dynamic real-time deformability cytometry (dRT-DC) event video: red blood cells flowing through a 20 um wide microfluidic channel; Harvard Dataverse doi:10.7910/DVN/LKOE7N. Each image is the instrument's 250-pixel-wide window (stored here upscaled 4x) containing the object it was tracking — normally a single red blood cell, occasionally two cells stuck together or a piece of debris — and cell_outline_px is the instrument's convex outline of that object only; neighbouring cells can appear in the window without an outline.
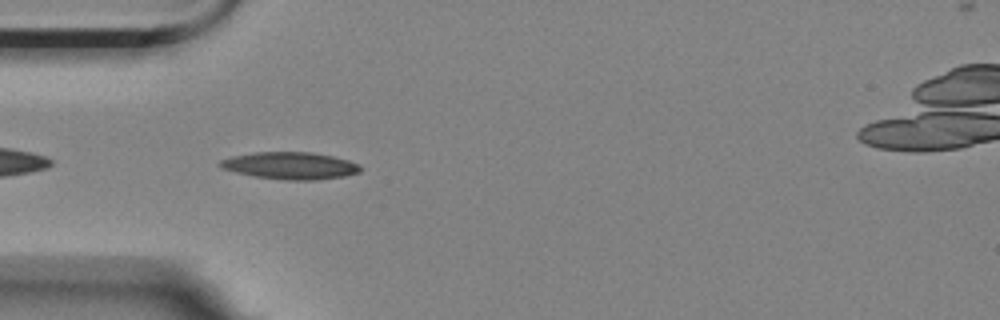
{"species": "Egyptian fruit bat (a non-hibernating species)", "species_latin": "Rousettus aegyptiacus", "temperature_condition": "room temperature", "stored_images_in_passage": 13, "camera_frame_rate_fps": 3000, "um_per_image_px": 0.085, "animal": {"sex": "female"}, "frame": {"image": 1, "passage_image": 3, "time_ms": 0.667, "image_size_px": [1000, 320], "cell_outline_px": [[360, 172], [344, 176], [316, 180], [288, 180], [256, 176], [236, 172], [224, 168], [216, 164], [220, 160], [232, 156], [252, 152], [312, 152], [332, 156], [348, 160], [360, 164]], "centroid_in_image_um": [24.68, 14.07], "position_along_channel_um": 60.3, "area_um2": 22.08}}
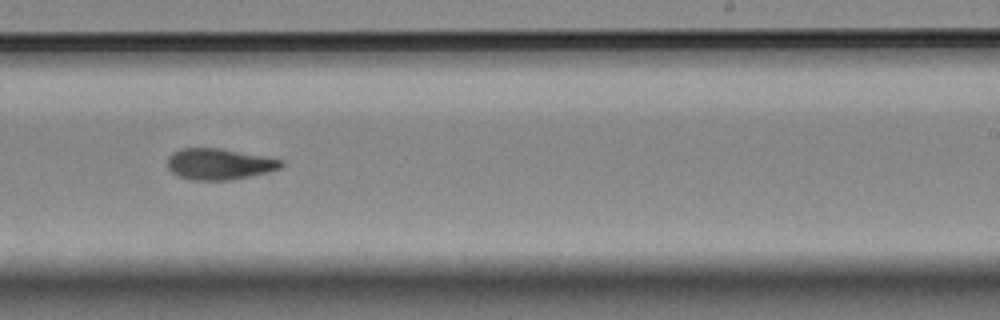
{"frame": {"image": 2, "passage_image": 8, "time_ms": 2.333, "image_size_px": [1000, 320], "cell_outline_px": [[284, 164], [280, 168], [268, 172], [232, 180], [192, 180], [180, 176], [172, 172], [168, 168], [168, 156], [172, 152], [180, 148], [216, 148], [284, 160]], "centroid_in_image_um": [18.61, 13.95], "position_along_channel_um": 270.4, "area_um2": 20.46}}
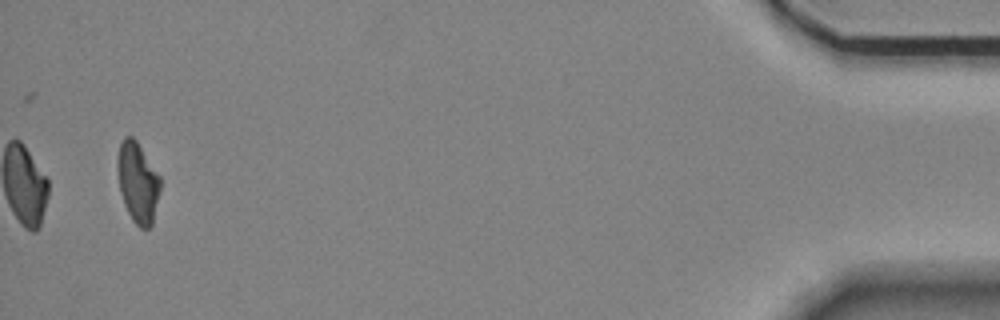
{"frame": {"image": 3, "passage_image": 13, "time_ms": 4.0, "image_size_px": [1000, 320], "cell_outline_px": [[160, 188], [152, 224], [148, 228], [140, 228], [132, 220], [124, 204], [120, 192], [116, 168], [116, 160], [120, 144], [124, 136], [132, 136], [136, 140], [160, 176]], "centroid_in_image_um": [11.68, 15.49], "position_along_channel_um": 423.5, "area_um2": 20.06}}